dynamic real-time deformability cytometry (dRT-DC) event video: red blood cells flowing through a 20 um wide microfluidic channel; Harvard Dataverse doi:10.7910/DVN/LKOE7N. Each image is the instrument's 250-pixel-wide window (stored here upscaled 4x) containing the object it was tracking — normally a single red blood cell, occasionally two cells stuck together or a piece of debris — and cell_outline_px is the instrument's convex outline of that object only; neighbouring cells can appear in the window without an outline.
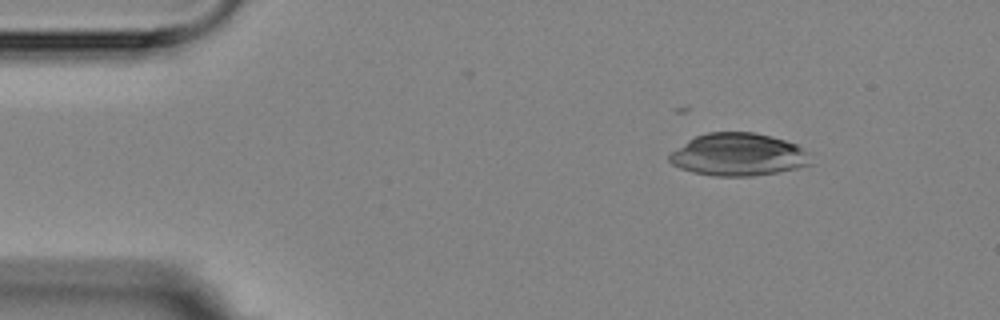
{"species": "Egyptian fruit bat (a non-hibernating species)", "species_latin": "Rousettus aegyptiacus", "temperature_condition": "room temperature", "stored_images_in_passage": 2, "camera_frame_rate_fps": 3000, "um_per_image_px": 0.085, "animal": {"sex": "female"}, "frame": {"image": 1, "passage_image": 1, "time_ms": 0.0, "image_size_px": [1000, 320], "cell_outline_px": [[812, 164], [796, 168], [776, 172], [752, 176], [712, 176], [692, 172], [680, 168], [672, 164], [668, 160], [668, 156], [672, 152], [688, 140], [696, 136], [708, 132], [752, 132], [772, 136], [796, 144], [808, 152]], "centroid_in_image_um": [62.75, 13.14], "position_along_channel_um": 22.3, "area_um2": 35.03}}